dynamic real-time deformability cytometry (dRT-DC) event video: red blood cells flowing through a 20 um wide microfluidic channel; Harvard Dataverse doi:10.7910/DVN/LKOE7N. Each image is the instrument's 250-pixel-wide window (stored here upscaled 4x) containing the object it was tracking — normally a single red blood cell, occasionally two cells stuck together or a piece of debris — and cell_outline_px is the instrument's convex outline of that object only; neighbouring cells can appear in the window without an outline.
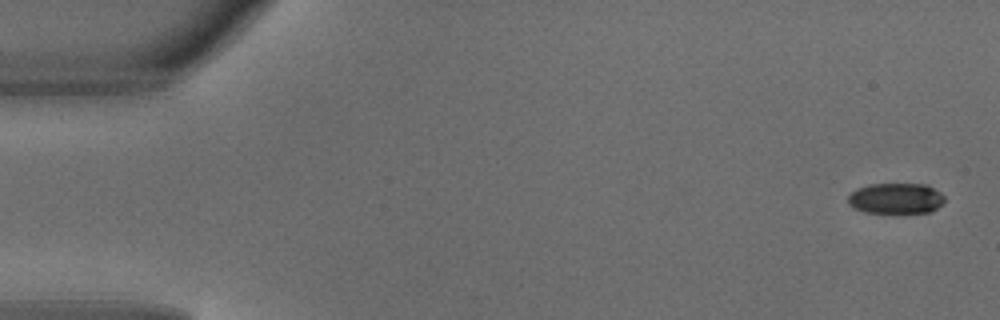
{"species": "common noctule bat (a hibernating species)", "species_latin": "Nyctalus noctula", "temperature_condition": "warm", "stored_images_in_passage": 5, "camera_frame_rate_fps": 3000, "um_per_image_px": 0.085, "animal": {"sex": "male", "body_mass_g": 18.8}, "frame": {"image": 1, "passage_image": 1, "time_ms": 0.0, "image_size_px": [1000, 320], "cell_outline_px": [[944, 200], [932, 212], [864, 212], [848, 204], [848, 196], [856, 188], [868, 184], [928, 184], [940, 192], [944, 196]], "centroid_in_image_um": [76.14, 16.84], "position_along_channel_um": 8.9, "area_um2": 17.17}}
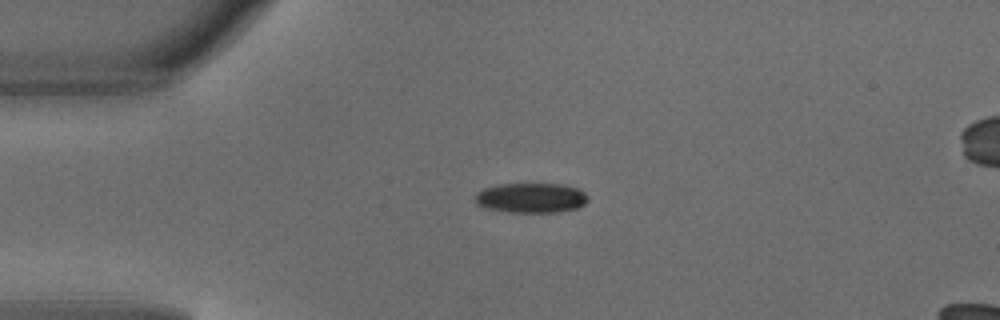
{"frame": {"image": 2, "passage_image": 3, "time_ms": 0.667, "image_size_px": [1000, 320], "cell_outline_px": [[588, 200], [584, 204], [576, 208], [556, 212], [508, 212], [484, 208], [476, 204], [472, 200], [472, 196], [476, 192], [484, 188], [500, 184], [564, 184], [580, 188], [588, 196]], "centroid_in_image_um": [45.09, 16.81], "position_along_channel_um": 39.9, "area_um2": 20.0}}
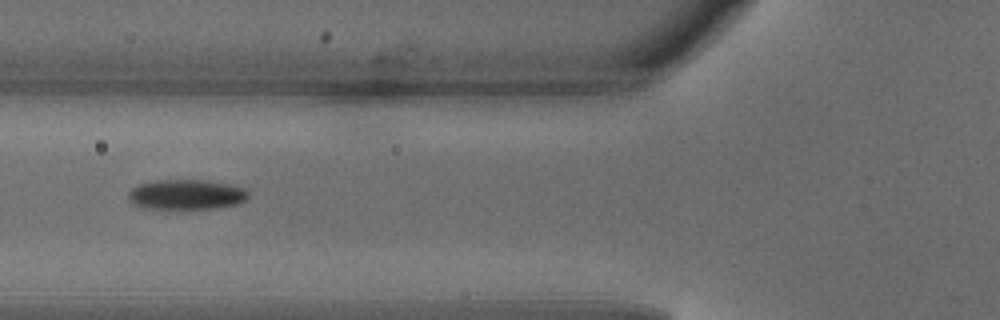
{"frame": {"image": 3, "passage_image": 5, "time_ms": 1.333, "image_size_px": [1000, 320], "cell_outline_px": [[248, 196], [244, 200], [236, 204], [216, 208], [176, 212], [140, 208], [132, 204], [128, 200], [128, 192], [132, 188], [140, 184], [156, 180], [204, 180], [228, 184], [244, 188], [248, 192]], "centroid_in_image_um": [15.75, 16.6], "position_along_channel_um": 110.0, "area_um2": 21.96}}